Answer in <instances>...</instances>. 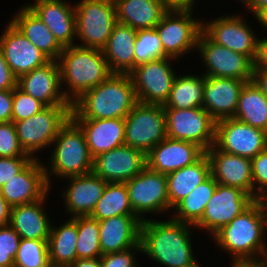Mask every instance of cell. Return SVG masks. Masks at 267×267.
<instances>
[{"label": "cell", "instance_id": "1", "mask_svg": "<svg viewBox=\"0 0 267 267\" xmlns=\"http://www.w3.org/2000/svg\"><path fill=\"white\" fill-rule=\"evenodd\" d=\"M137 103L130 75L113 73L72 103L71 118H125Z\"/></svg>", "mask_w": 267, "mask_h": 267}, {"label": "cell", "instance_id": "2", "mask_svg": "<svg viewBox=\"0 0 267 267\" xmlns=\"http://www.w3.org/2000/svg\"><path fill=\"white\" fill-rule=\"evenodd\" d=\"M191 224L174 219L141 223L142 252L166 267H200L192 255L189 228Z\"/></svg>", "mask_w": 267, "mask_h": 267}, {"label": "cell", "instance_id": "3", "mask_svg": "<svg viewBox=\"0 0 267 267\" xmlns=\"http://www.w3.org/2000/svg\"><path fill=\"white\" fill-rule=\"evenodd\" d=\"M267 226L263 202L255 200L246 210L213 236L223 250L234 254V261L258 260L256 253L266 256L267 248L262 238Z\"/></svg>", "mask_w": 267, "mask_h": 267}, {"label": "cell", "instance_id": "4", "mask_svg": "<svg viewBox=\"0 0 267 267\" xmlns=\"http://www.w3.org/2000/svg\"><path fill=\"white\" fill-rule=\"evenodd\" d=\"M58 60L61 82L67 81L72 91L71 104L113 74L102 50L77 45L64 47Z\"/></svg>", "mask_w": 267, "mask_h": 267}, {"label": "cell", "instance_id": "5", "mask_svg": "<svg viewBox=\"0 0 267 267\" xmlns=\"http://www.w3.org/2000/svg\"><path fill=\"white\" fill-rule=\"evenodd\" d=\"M51 173L68 178L92 172L93 157L81 127L70 117L60 128L53 143Z\"/></svg>", "mask_w": 267, "mask_h": 267}, {"label": "cell", "instance_id": "6", "mask_svg": "<svg viewBox=\"0 0 267 267\" xmlns=\"http://www.w3.org/2000/svg\"><path fill=\"white\" fill-rule=\"evenodd\" d=\"M80 47L103 50L117 23L114 0H82L75 6Z\"/></svg>", "mask_w": 267, "mask_h": 267}, {"label": "cell", "instance_id": "7", "mask_svg": "<svg viewBox=\"0 0 267 267\" xmlns=\"http://www.w3.org/2000/svg\"><path fill=\"white\" fill-rule=\"evenodd\" d=\"M72 105L46 106L31 117L13 122L21 147L31 155L53 144L60 128L71 117Z\"/></svg>", "mask_w": 267, "mask_h": 267}, {"label": "cell", "instance_id": "8", "mask_svg": "<svg viewBox=\"0 0 267 267\" xmlns=\"http://www.w3.org/2000/svg\"><path fill=\"white\" fill-rule=\"evenodd\" d=\"M125 119V145L147 154L166 134L164 106L138 102Z\"/></svg>", "mask_w": 267, "mask_h": 267}, {"label": "cell", "instance_id": "9", "mask_svg": "<svg viewBox=\"0 0 267 267\" xmlns=\"http://www.w3.org/2000/svg\"><path fill=\"white\" fill-rule=\"evenodd\" d=\"M191 12L192 8L170 7L155 27L166 57L175 59L198 45L203 24L194 20Z\"/></svg>", "mask_w": 267, "mask_h": 267}, {"label": "cell", "instance_id": "10", "mask_svg": "<svg viewBox=\"0 0 267 267\" xmlns=\"http://www.w3.org/2000/svg\"><path fill=\"white\" fill-rule=\"evenodd\" d=\"M168 138L195 143L207 151L215 143L216 120L203 108H164Z\"/></svg>", "mask_w": 267, "mask_h": 267}, {"label": "cell", "instance_id": "11", "mask_svg": "<svg viewBox=\"0 0 267 267\" xmlns=\"http://www.w3.org/2000/svg\"><path fill=\"white\" fill-rule=\"evenodd\" d=\"M171 57L152 60L135 66L128 74L138 102L164 105L170 96L176 75L169 61Z\"/></svg>", "mask_w": 267, "mask_h": 267}, {"label": "cell", "instance_id": "12", "mask_svg": "<svg viewBox=\"0 0 267 267\" xmlns=\"http://www.w3.org/2000/svg\"><path fill=\"white\" fill-rule=\"evenodd\" d=\"M214 146L226 153L252 159L267 148V132L235 118H224L216 121Z\"/></svg>", "mask_w": 267, "mask_h": 267}, {"label": "cell", "instance_id": "13", "mask_svg": "<svg viewBox=\"0 0 267 267\" xmlns=\"http://www.w3.org/2000/svg\"><path fill=\"white\" fill-rule=\"evenodd\" d=\"M197 48L208 67L205 76L253 81L254 62L247 55L218 45L203 31L199 36Z\"/></svg>", "mask_w": 267, "mask_h": 267}, {"label": "cell", "instance_id": "14", "mask_svg": "<svg viewBox=\"0 0 267 267\" xmlns=\"http://www.w3.org/2000/svg\"><path fill=\"white\" fill-rule=\"evenodd\" d=\"M254 201L243 190L218 183L213 196L206 204L202 218L194 226L206 228L214 235Z\"/></svg>", "mask_w": 267, "mask_h": 267}, {"label": "cell", "instance_id": "15", "mask_svg": "<svg viewBox=\"0 0 267 267\" xmlns=\"http://www.w3.org/2000/svg\"><path fill=\"white\" fill-rule=\"evenodd\" d=\"M125 184L133 211L141 220H144L141 216L143 213L160 212L170 208L165 174L146 167Z\"/></svg>", "mask_w": 267, "mask_h": 267}, {"label": "cell", "instance_id": "16", "mask_svg": "<svg viewBox=\"0 0 267 267\" xmlns=\"http://www.w3.org/2000/svg\"><path fill=\"white\" fill-rule=\"evenodd\" d=\"M146 167L144 152L122 145L95 156L92 172L107 183H125Z\"/></svg>", "mask_w": 267, "mask_h": 267}, {"label": "cell", "instance_id": "17", "mask_svg": "<svg viewBox=\"0 0 267 267\" xmlns=\"http://www.w3.org/2000/svg\"><path fill=\"white\" fill-rule=\"evenodd\" d=\"M59 62L50 60L18 78L17 86L45 106L72 105L69 92H61ZM61 92V93H60Z\"/></svg>", "mask_w": 267, "mask_h": 267}, {"label": "cell", "instance_id": "18", "mask_svg": "<svg viewBox=\"0 0 267 267\" xmlns=\"http://www.w3.org/2000/svg\"><path fill=\"white\" fill-rule=\"evenodd\" d=\"M49 174L34 158L18 175L0 188V193L11 207L39 201L49 190Z\"/></svg>", "mask_w": 267, "mask_h": 267}, {"label": "cell", "instance_id": "19", "mask_svg": "<svg viewBox=\"0 0 267 267\" xmlns=\"http://www.w3.org/2000/svg\"><path fill=\"white\" fill-rule=\"evenodd\" d=\"M205 154L206 151L195 143L166 137L146 154L147 167L167 175L193 165Z\"/></svg>", "mask_w": 267, "mask_h": 267}, {"label": "cell", "instance_id": "20", "mask_svg": "<svg viewBox=\"0 0 267 267\" xmlns=\"http://www.w3.org/2000/svg\"><path fill=\"white\" fill-rule=\"evenodd\" d=\"M3 33L0 37V49L17 78L50 61L12 22Z\"/></svg>", "mask_w": 267, "mask_h": 267}, {"label": "cell", "instance_id": "21", "mask_svg": "<svg viewBox=\"0 0 267 267\" xmlns=\"http://www.w3.org/2000/svg\"><path fill=\"white\" fill-rule=\"evenodd\" d=\"M203 32L218 45L247 55L253 62L257 54L258 39L239 16H223L203 24Z\"/></svg>", "mask_w": 267, "mask_h": 267}, {"label": "cell", "instance_id": "22", "mask_svg": "<svg viewBox=\"0 0 267 267\" xmlns=\"http://www.w3.org/2000/svg\"><path fill=\"white\" fill-rule=\"evenodd\" d=\"M206 155L210 161L211 176L217 183L243 190L255 200L251 159L226 153L212 145Z\"/></svg>", "mask_w": 267, "mask_h": 267}, {"label": "cell", "instance_id": "23", "mask_svg": "<svg viewBox=\"0 0 267 267\" xmlns=\"http://www.w3.org/2000/svg\"><path fill=\"white\" fill-rule=\"evenodd\" d=\"M250 81L205 76L203 108L216 120L233 118L238 98Z\"/></svg>", "mask_w": 267, "mask_h": 267}, {"label": "cell", "instance_id": "24", "mask_svg": "<svg viewBox=\"0 0 267 267\" xmlns=\"http://www.w3.org/2000/svg\"><path fill=\"white\" fill-rule=\"evenodd\" d=\"M53 33L63 47L75 45L76 35L75 6L61 0H36L28 6Z\"/></svg>", "mask_w": 267, "mask_h": 267}, {"label": "cell", "instance_id": "25", "mask_svg": "<svg viewBox=\"0 0 267 267\" xmlns=\"http://www.w3.org/2000/svg\"><path fill=\"white\" fill-rule=\"evenodd\" d=\"M141 220L138 216H115L99 221L102 255L134 247L140 242Z\"/></svg>", "mask_w": 267, "mask_h": 267}, {"label": "cell", "instance_id": "26", "mask_svg": "<svg viewBox=\"0 0 267 267\" xmlns=\"http://www.w3.org/2000/svg\"><path fill=\"white\" fill-rule=\"evenodd\" d=\"M83 130L91 156L125 145V119H73Z\"/></svg>", "mask_w": 267, "mask_h": 267}, {"label": "cell", "instance_id": "27", "mask_svg": "<svg viewBox=\"0 0 267 267\" xmlns=\"http://www.w3.org/2000/svg\"><path fill=\"white\" fill-rule=\"evenodd\" d=\"M71 184L63 194L68 212L78 216H90L106 188L107 182L93 172L68 177Z\"/></svg>", "mask_w": 267, "mask_h": 267}, {"label": "cell", "instance_id": "28", "mask_svg": "<svg viewBox=\"0 0 267 267\" xmlns=\"http://www.w3.org/2000/svg\"><path fill=\"white\" fill-rule=\"evenodd\" d=\"M116 19L136 30L155 28L170 9L164 0H114Z\"/></svg>", "mask_w": 267, "mask_h": 267}, {"label": "cell", "instance_id": "29", "mask_svg": "<svg viewBox=\"0 0 267 267\" xmlns=\"http://www.w3.org/2000/svg\"><path fill=\"white\" fill-rule=\"evenodd\" d=\"M45 198L11 208L9 225L21 239L48 241L51 223L41 206Z\"/></svg>", "mask_w": 267, "mask_h": 267}, {"label": "cell", "instance_id": "30", "mask_svg": "<svg viewBox=\"0 0 267 267\" xmlns=\"http://www.w3.org/2000/svg\"><path fill=\"white\" fill-rule=\"evenodd\" d=\"M137 30L116 23L104 47L103 54L113 73L128 74L135 67L134 43Z\"/></svg>", "mask_w": 267, "mask_h": 267}, {"label": "cell", "instance_id": "31", "mask_svg": "<svg viewBox=\"0 0 267 267\" xmlns=\"http://www.w3.org/2000/svg\"><path fill=\"white\" fill-rule=\"evenodd\" d=\"M11 22L50 60L59 59L64 47L28 6L19 10Z\"/></svg>", "mask_w": 267, "mask_h": 267}, {"label": "cell", "instance_id": "32", "mask_svg": "<svg viewBox=\"0 0 267 267\" xmlns=\"http://www.w3.org/2000/svg\"><path fill=\"white\" fill-rule=\"evenodd\" d=\"M211 176L208 156L205 154L193 165L178 169L166 175L170 208L188 196L197 186Z\"/></svg>", "mask_w": 267, "mask_h": 267}, {"label": "cell", "instance_id": "33", "mask_svg": "<svg viewBox=\"0 0 267 267\" xmlns=\"http://www.w3.org/2000/svg\"><path fill=\"white\" fill-rule=\"evenodd\" d=\"M78 241L77 217L60 226H51L48 239L49 261L53 267H69L76 259Z\"/></svg>", "mask_w": 267, "mask_h": 267}, {"label": "cell", "instance_id": "34", "mask_svg": "<svg viewBox=\"0 0 267 267\" xmlns=\"http://www.w3.org/2000/svg\"><path fill=\"white\" fill-rule=\"evenodd\" d=\"M233 118L267 132V96L254 81L244 85Z\"/></svg>", "mask_w": 267, "mask_h": 267}, {"label": "cell", "instance_id": "35", "mask_svg": "<svg viewBox=\"0 0 267 267\" xmlns=\"http://www.w3.org/2000/svg\"><path fill=\"white\" fill-rule=\"evenodd\" d=\"M205 75L201 78L184 75L175 78L164 108L190 109L203 106Z\"/></svg>", "mask_w": 267, "mask_h": 267}, {"label": "cell", "instance_id": "36", "mask_svg": "<svg viewBox=\"0 0 267 267\" xmlns=\"http://www.w3.org/2000/svg\"><path fill=\"white\" fill-rule=\"evenodd\" d=\"M115 216H137L130 203L125 183H107L90 217L100 221Z\"/></svg>", "mask_w": 267, "mask_h": 267}, {"label": "cell", "instance_id": "37", "mask_svg": "<svg viewBox=\"0 0 267 267\" xmlns=\"http://www.w3.org/2000/svg\"><path fill=\"white\" fill-rule=\"evenodd\" d=\"M217 184L216 180L210 176L206 181L197 186L193 192L174 206L177 210V216L173 219L195 225L202 218L206 204L213 196Z\"/></svg>", "mask_w": 267, "mask_h": 267}, {"label": "cell", "instance_id": "38", "mask_svg": "<svg viewBox=\"0 0 267 267\" xmlns=\"http://www.w3.org/2000/svg\"><path fill=\"white\" fill-rule=\"evenodd\" d=\"M77 231V259L100 258L102 252L99 221L90 216H78Z\"/></svg>", "mask_w": 267, "mask_h": 267}, {"label": "cell", "instance_id": "39", "mask_svg": "<svg viewBox=\"0 0 267 267\" xmlns=\"http://www.w3.org/2000/svg\"><path fill=\"white\" fill-rule=\"evenodd\" d=\"M13 267H53L49 261L48 241L21 239Z\"/></svg>", "mask_w": 267, "mask_h": 267}, {"label": "cell", "instance_id": "40", "mask_svg": "<svg viewBox=\"0 0 267 267\" xmlns=\"http://www.w3.org/2000/svg\"><path fill=\"white\" fill-rule=\"evenodd\" d=\"M135 66L166 57L155 28L137 30L134 43Z\"/></svg>", "mask_w": 267, "mask_h": 267}, {"label": "cell", "instance_id": "41", "mask_svg": "<svg viewBox=\"0 0 267 267\" xmlns=\"http://www.w3.org/2000/svg\"><path fill=\"white\" fill-rule=\"evenodd\" d=\"M46 106L18 86L13 89L12 122L21 121L40 112Z\"/></svg>", "mask_w": 267, "mask_h": 267}, {"label": "cell", "instance_id": "42", "mask_svg": "<svg viewBox=\"0 0 267 267\" xmlns=\"http://www.w3.org/2000/svg\"><path fill=\"white\" fill-rule=\"evenodd\" d=\"M31 156L21 147L14 123H0V157Z\"/></svg>", "mask_w": 267, "mask_h": 267}, {"label": "cell", "instance_id": "43", "mask_svg": "<svg viewBox=\"0 0 267 267\" xmlns=\"http://www.w3.org/2000/svg\"><path fill=\"white\" fill-rule=\"evenodd\" d=\"M251 167L253 191L256 188L255 182L259 184L258 191L255 193V200H260L267 192V148L251 159Z\"/></svg>", "mask_w": 267, "mask_h": 267}, {"label": "cell", "instance_id": "44", "mask_svg": "<svg viewBox=\"0 0 267 267\" xmlns=\"http://www.w3.org/2000/svg\"><path fill=\"white\" fill-rule=\"evenodd\" d=\"M33 159V156L0 157V188L18 175Z\"/></svg>", "mask_w": 267, "mask_h": 267}, {"label": "cell", "instance_id": "45", "mask_svg": "<svg viewBox=\"0 0 267 267\" xmlns=\"http://www.w3.org/2000/svg\"><path fill=\"white\" fill-rule=\"evenodd\" d=\"M132 249H135V251L142 252V244L141 241L135 245L134 247H131L129 249L114 252V253H107L100 257V262L102 267H135L136 259L133 257ZM135 259V260H134Z\"/></svg>", "mask_w": 267, "mask_h": 267}, {"label": "cell", "instance_id": "46", "mask_svg": "<svg viewBox=\"0 0 267 267\" xmlns=\"http://www.w3.org/2000/svg\"><path fill=\"white\" fill-rule=\"evenodd\" d=\"M21 238L17 232L9 225L0 226V250L17 251Z\"/></svg>", "mask_w": 267, "mask_h": 267}, {"label": "cell", "instance_id": "47", "mask_svg": "<svg viewBox=\"0 0 267 267\" xmlns=\"http://www.w3.org/2000/svg\"><path fill=\"white\" fill-rule=\"evenodd\" d=\"M18 78L13 74L0 49V91L14 89Z\"/></svg>", "mask_w": 267, "mask_h": 267}, {"label": "cell", "instance_id": "48", "mask_svg": "<svg viewBox=\"0 0 267 267\" xmlns=\"http://www.w3.org/2000/svg\"><path fill=\"white\" fill-rule=\"evenodd\" d=\"M13 89L0 91V123L12 121Z\"/></svg>", "mask_w": 267, "mask_h": 267}, {"label": "cell", "instance_id": "49", "mask_svg": "<svg viewBox=\"0 0 267 267\" xmlns=\"http://www.w3.org/2000/svg\"><path fill=\"white\" fill-rule=\"evenodd\" d=\"M254 70H267V38L258 40Z\"/></svg>", "mask_w": 267, "mask_h": 267}, {"label": "cell", "instance_id": "50", "mask_svg": "<svg viewBox=\"0 0 267 267\" xmlns=\"http://www.w3.org/2000/svg\"><path fill=\"white\" fill-rule=\"evenodd\" d=\"M11 206L0 193V226L9 224L11 215Z\"/></svg>", "mask_w": 267, "mask_h": 267}, {"label": "cell", "instance_id": "51", "mask_svg": "<svg viewBox=\"0 0 267 267\" xmlns=\"http://www.w3.org/2000/svg\"><path fill=\"white\" fill-rule=\"evenodd\" d=\"M254 13L257 18L262 12L267 10V0H242Z\"/></svg>", "mask_w": 267, "mask_h": 267}, {"label": "cell", "instance_id": "52", "mask_svg": "<svg viewBox=\"0 0 267 267\" xmlns=\"http://www.w3.org/2000/svg\"><path fill=\"white\" fill-rule=\"evenodd\" d=\"M253 81L267 96V70H254Z\"/></svg>", "mask_w": 267, "mask_h": 267}, {"label": "cell", "instance_id": "53", "mask_svg": "<svg viewBox=\"0 0 267 267\" xmlns=\"http://www.w3.org/2000/svg\"><path fill=\"white\" fill-rule=\"evenodd\" d=\"M17 251L0 250V267H13Z\"/></svg>", "mask_w": 267, "mask_h": 267}, {"label": "cell", "instance_id": "54", "mask_svg": "<svg viewBox=\"0 0 267 267\" xmlns=\"http://www.w3.org/2000/svg\"><path fill=\"white\" fill-rule=\"evenodd\" d=\"M69 267H102L100 258L76 259Z\"/></svg>", "mask_w": 267, "mask_h": 267}, {"label": "cell", "instance_id": "55", "mask_svg": "<svg viewBox=\"0 0 267 267\" xmlns=\"http://www.w3.org/2000/svg\"><path fill=\"white\" fill-rule=\"evenodd\" d=\"M231 267H267V261L262 259L258 260H245V261H234Z\"/></svg>", "mask_w": 267, "mask_h": 267}, {"label": "cell", "instance_id": "56", "mask_svg": "<svg viewBox=\"0 0 267 267\" xmlns=\"http://www.w3.org/2000/svg\"><path fill=\"white\" fill-rule=\"evenodd\" d=\"M170 7L173 8H193L195 0H164Z\"/></svg>", "mask_w": 267, "mask_h": 267}, {"label": "cell", "instance_id": "57", "mask_svg": "<svg viewBox=\"0 0 267 267\" xmlns=\"http://www.w3.org/2000/svg\"><path fill=\"white\" fill-rule=\"evenodd\" d=\"M257 19L259 20L260 23H262L263 26L266 27L267 29V10L262 12Z\"/></svg>", "mask_w": 267, "mask_h": 267}, {"label": "cell", "instance_id": "58", "mask_svg": "<svg viewBox=\"0 0 267 267\" xmlns=\"http://www.w3.org/2000/svg\"><path fill=\"white\" fill-rule=\"evenodd\" d=\"M260 200L263 202V205H267V193Z\"/></svg>", "mask_w": 267, "mask_h": 267}, {"label": "cell", "instance_id": "59", "mask_svg": "<svg viewBox=\"0 0 267 267\" xmlns=\"http://www.w3.org/2000/svg\"><path fill=\"white\" fill-rule=\"evenodd\" d=\"M264 207H265V210H266V214H267V205H264Z\"/></svg>", "mask_w": 267, "mask_h": 267}]
</instances>
